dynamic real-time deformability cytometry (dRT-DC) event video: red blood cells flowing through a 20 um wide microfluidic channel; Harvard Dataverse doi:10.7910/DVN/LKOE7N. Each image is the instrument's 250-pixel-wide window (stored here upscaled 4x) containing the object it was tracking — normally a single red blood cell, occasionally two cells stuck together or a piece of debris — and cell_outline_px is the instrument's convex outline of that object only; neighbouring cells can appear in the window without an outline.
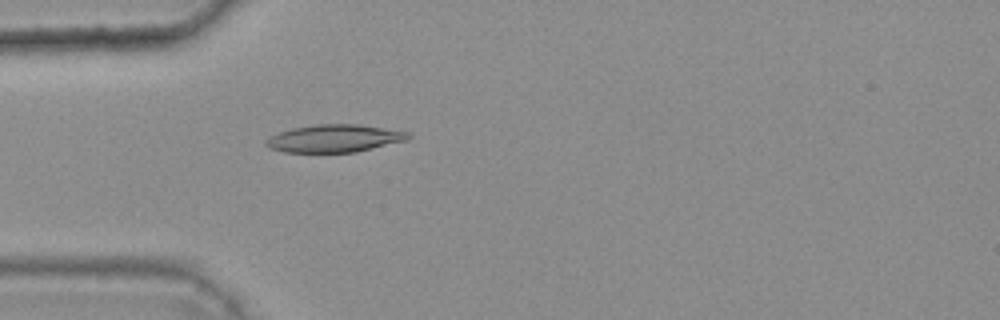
{"species": "common noctule bat (a hibernating species)", "species_latin": "Nyctalus noctula", "temperature_condition": "warm", "stored_images_in_passage": 48, "camera_frame_rate_fps": 3000, "um_per_image_px": 0.085, "animal": {"sex": "female", "body_mass_g": 25.1}, "frame": {"image": 1, "passage_image": 16, "time_ms": 5.0, "image_size_px": [1000, 320], "cell_outline_px": [[412, 136], [408, 140], [356, 152], [284, 152], [268, 148], [264, 144], [264, 140], [268, 136], [292, 128], [316, 124], [356, 124], [408, 132]], "centroid_in_image_um": [28.38, 11.77], "position_along_channel_um": 56.6, "area_um2": 22.95}}
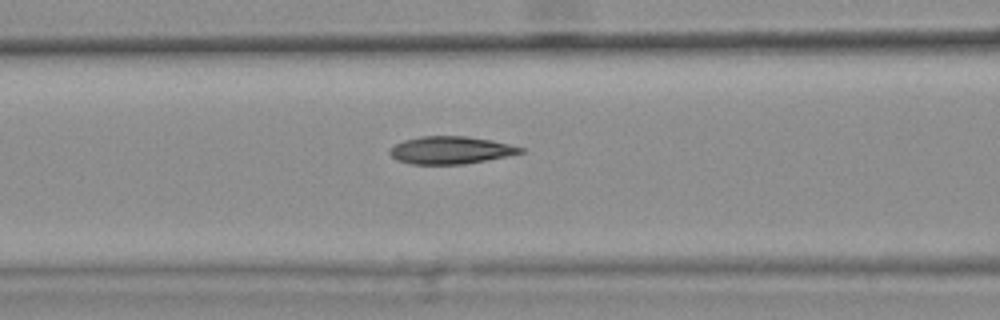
{"frame": {"image": 2, "passage_image": 22, "time_ms": 7.0, "image_size_px": [1000, 320], "cell_outline_px": [[524, 152], [464, 164], [412, 164], [396, 160], [388, 152], [388, 148], [404, 140], [420, 136], [468, 136], [492, 140], [524, 148]], "centroid_in_image_um": [38.25, 12.75], "position_along_channel_um": 128.4, "area_um2": 20.87}}
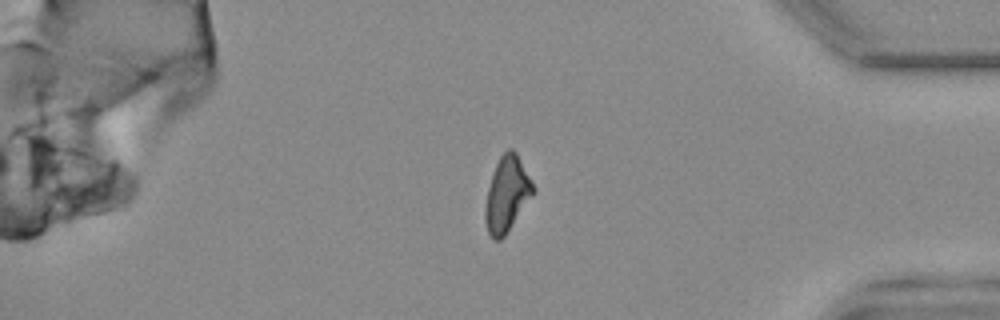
{"frame": {"image": 3, "passage_image": 45, "time_ms": 14.667, "image_size_px": [1000, 320], "cell_outline_px": [[536, 188], [532, 196], [504, 236], [500, 240], [492, 240], [488, 232], [484, 220], [484, 208], [488, 188], [496, 164], [500, 156], [508, 148], [512, 148], [516, 152]], "centroid_in_image_um": [43.08, 16.51], "position_along_channel_um": 392.1, "area_um2": 20.87}, "authors_computed_cell_mechanics": {"area_um2": 21.386, "velocity_mm_per_s": 3.7789, "shape_relaxation_time_tau1_ms": 9.1564, "shape_relaxation_time_tau2_ms": 3.796, "deformation_change_tau1": 0.233, "deformation_change_tau2": 0.1002}}